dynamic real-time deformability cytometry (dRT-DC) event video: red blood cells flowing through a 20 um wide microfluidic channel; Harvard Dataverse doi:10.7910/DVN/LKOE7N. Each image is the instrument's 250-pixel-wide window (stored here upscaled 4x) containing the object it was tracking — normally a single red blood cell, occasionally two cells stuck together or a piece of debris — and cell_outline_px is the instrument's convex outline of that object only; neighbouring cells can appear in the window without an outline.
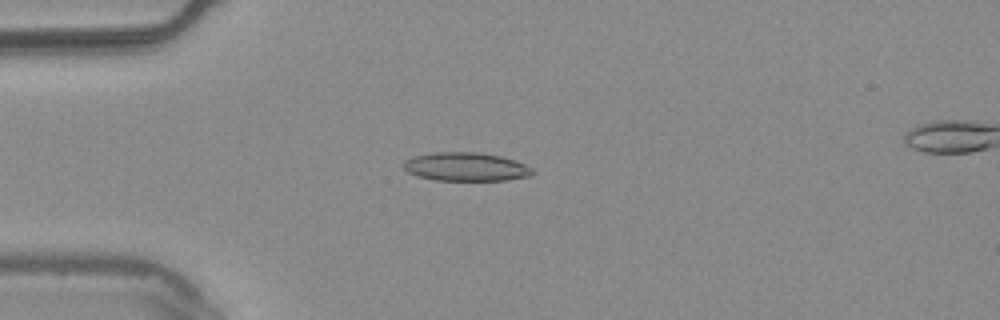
{"species": "common noctule bat (a hibernating species)", "species_latin": "Nyctalus noctula", "temperature_condition": "warm", "stored_images_in_passage": 41, "camera_frame_rate_fps": 3000, "um_per_image_px": 0.085, "animal": {"sex": "male", "body_mass_g": 20.4}, "frame": {"image": 1, "passage_image": 8, "time_ms": 2.333, "image_size_px": [1000, 320], "cell_outline_px": [[532, 176], [508, 180], [436, 180], [416, 176], [408, 172], [404, 168], [404, 160], [412, 156], [432, 152], [480, 152], [500, 156], [524, 164], [532, 168]], "centroid_in_image_um": [39.57, 14.17], "position_along_channel_um": 45.4, "area_um2": 21.5}}
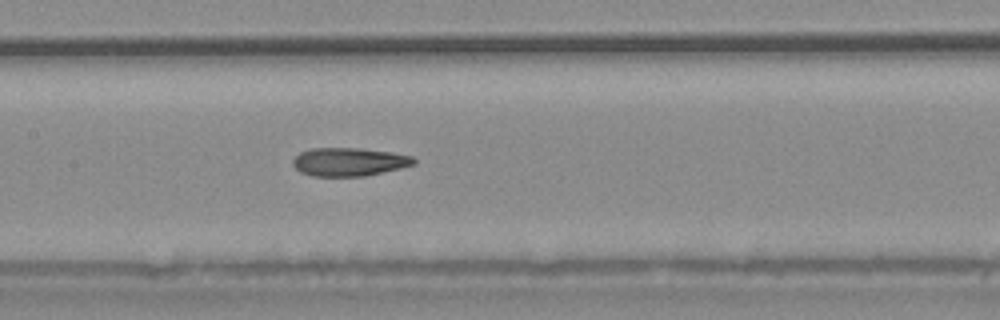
{"frame": {"image": 2, "passage_image": 20, "time_ms": 6.333, "image_size_px": [1000, 320], "cell_outline_px": [[416, 164], [400, 168], [364, 176], [312, 176], [300, 172], [292, 164], [292, 160], [300, 152], [312, 148], [360, 148], [388, 152], [412, 156], [416, 160]], "centroid_in_image_um": [29.65, 13.76], "position_along_channel_um": 177.8, "area_um2": 19.88}}
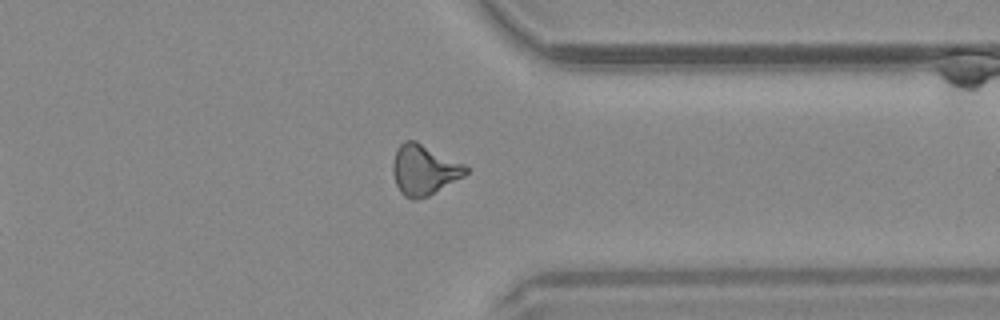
{"frame": {"image": 3, "passage_image": 36, "time_ms": 11.667, "image_size_px": [1000, 320], "cell_outline_px": [[468, 172], [464, 176], [428, 196], [412, 200], [404, 196], [400, 192], [396, 184], [392, 172], [392, 164], [396, 148], [404, 140], [416, 140], [464, 164], [468, 168]], "centroid_in_image_um": [36.01, 14.42], "position_along_channel_um": 375.4, "area_um2": 21.44}, "authors_computed_cell_mechanics": {"area_um2": 20.5768, "velocity_mm_per_s": 3.7634, "shape_relaxation_time_tau1_ms": null, "shape_relaxation_time_tau2_ms": 3.771, "deformation_change_tau1": null, "deformation_change_tau2": 0.1345}}